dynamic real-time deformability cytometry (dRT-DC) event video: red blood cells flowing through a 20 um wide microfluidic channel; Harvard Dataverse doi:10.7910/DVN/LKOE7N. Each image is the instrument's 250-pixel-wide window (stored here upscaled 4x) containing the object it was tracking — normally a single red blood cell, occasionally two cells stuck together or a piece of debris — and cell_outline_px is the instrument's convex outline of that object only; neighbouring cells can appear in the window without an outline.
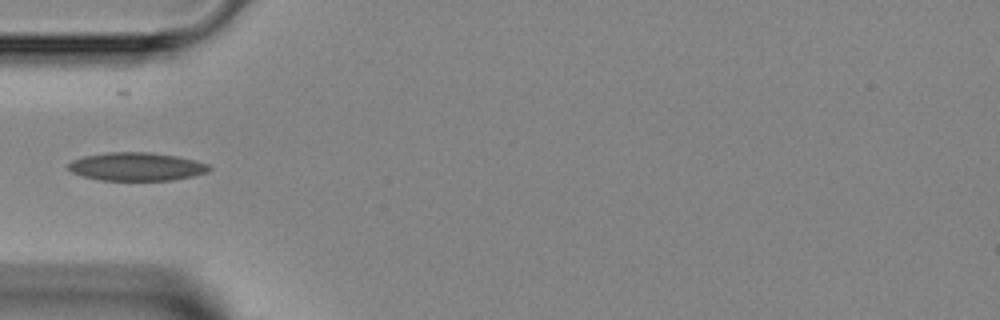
{"species": "Egyptian fruit bat (a non-hibernating species)", "species_latin": "Rousettus aegyptiacus", "temperature_condition": "room temperature", "stored_images_in_passage": 1, "camera_frame_rate_fps": 3000, "um_per_image_px": 0.085, "animal": {"sex": "female"}, "frame": {"image": 1, "passage_image": 1, "time_ms": 0.0, "image_size_px": [1000, 320], "cell_outline_px": [[212, 168], [208, 172], [192, 176], [172, 180], [100, 180], [84, 176], [72, 172], [68, 168], [68, 164], [72, 160], [84, 156], [108, 152], [148, 152], [176, 156], [196, 160], [208, 164]], "centroid_in_image_um": [11.62, 14.16], "position_along_channel_um": 73.4, "area_um2": 23.12}}